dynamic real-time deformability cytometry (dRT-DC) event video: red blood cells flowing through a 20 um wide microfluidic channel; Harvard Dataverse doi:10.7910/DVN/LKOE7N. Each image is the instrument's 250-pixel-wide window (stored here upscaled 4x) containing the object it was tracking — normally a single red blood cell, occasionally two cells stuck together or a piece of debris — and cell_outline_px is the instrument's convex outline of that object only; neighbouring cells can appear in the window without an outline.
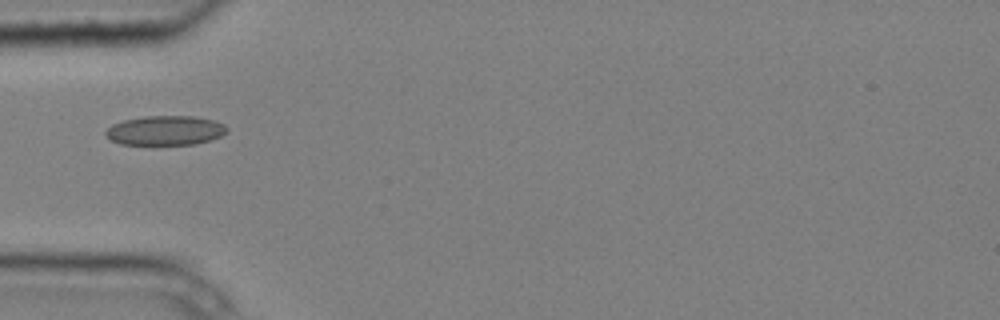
{"species": "common noctule bat (a hibernating species)", "species_latin": "Nyctalus noctula", "temperature_condition": "cold", "stored_images_in_passage": 1, "camera_frame_rate_fps": 3000, "um_per_image_px": 0.085, "animal": {"sex": "male", "body_mass_g": 20.4}, "frame": {"image": 1, "passage_image": 1, "time_ms": 0.0, "image_size_px": [1000, 320], "cell_outline_px": [[228, 132], [212, 140], [196, 144], [120, 144], [104, 136], [104, 132], [112, 124], [124, 120], [144, 116], [192, 116], [212, 120], [224, 124], [228, 128]], "centroid_in_image_um": [14.05, 11.09], "position_along_channel_um": 70.9, "area_um2": 20.87}}